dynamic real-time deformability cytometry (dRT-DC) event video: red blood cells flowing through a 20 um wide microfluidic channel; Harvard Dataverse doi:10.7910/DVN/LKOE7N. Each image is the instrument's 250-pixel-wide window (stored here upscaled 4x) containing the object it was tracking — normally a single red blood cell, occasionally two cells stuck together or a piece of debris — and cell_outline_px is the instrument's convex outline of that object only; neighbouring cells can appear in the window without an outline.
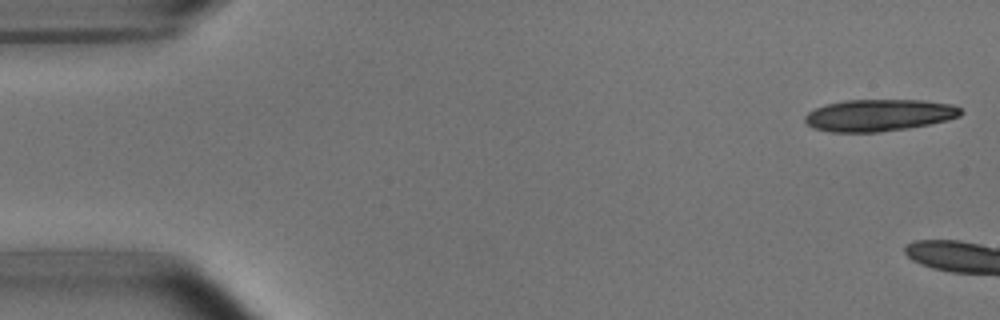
{"species": "common noctule bat (a hibernating species)", "species_latin": "Nyctalus noctula", "temperature_condition": "room temperature", "stored_images_in_passage": 10, "camera_frame_rate_fps": 3000, "um_per_image_px": 0.085, "animal": {"sex": "male", "body_mass_g": 15.6}, "frame": {"image": 1, "passage_image": 1, "time_ms": 0.0, "image_size_px": [1000, 320], "cell_outline_px": [[964, 112], [960, 116], [948, 120], [908, 128], [880, 132], [832, 132], [812, 128], [804, 120], [804, 116], [808, 112], [816, 108], [828, 104], [844, 100], [924, 100], [952, 104], [960, 108]], "centroid_in_image_um": [74.73, 9.79], "position_along_channel_um": 10.3, "area_um2": 29.02}}